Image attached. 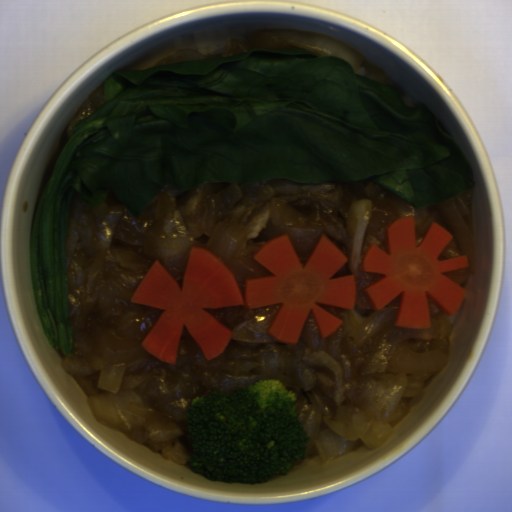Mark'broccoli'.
I'll return each mask as SVG.
<instances>
[{
	"mask_svg": "<svg viewBox=\"0 0 512 512\" xmlns=\"http://www.w3.org/2000/svg\"><path fill=\"white\" fill-rule=\"evenodd\" d=\"M188 466L225 483L267 482L305 460L307 434L293 391L276 380L196 396L185 412Z\"/></svg>",
	"mask_w": 512,
	"mask_h": 512,
	"instance_id": "obj_1",
	"label": "broccoli"
}]
</instances>
